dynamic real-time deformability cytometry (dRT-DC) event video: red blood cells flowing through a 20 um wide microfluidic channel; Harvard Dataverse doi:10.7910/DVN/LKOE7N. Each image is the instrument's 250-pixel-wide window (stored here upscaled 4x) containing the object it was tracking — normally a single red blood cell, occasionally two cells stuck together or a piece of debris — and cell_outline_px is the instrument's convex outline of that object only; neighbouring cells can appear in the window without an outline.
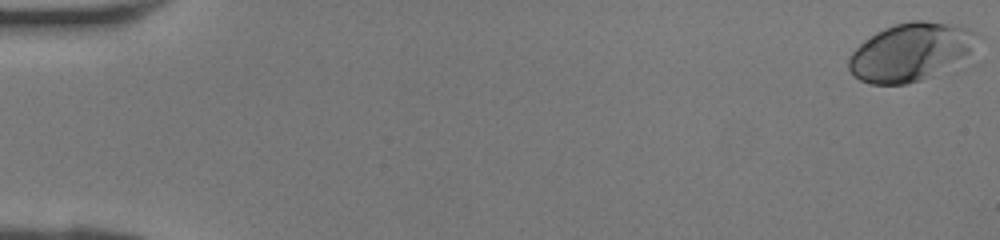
{"species": "human", "species_latin": "Homo sapiens", "temperature_condition": "room temperature", "stored_images_in_passage": 8, "camera_frame_rate_fps": 3000, "um_per_image_px": 0.085, "donor": {"sex": "female"}, "frame": {"image": 1, "passage_image": 1, "time_ms": 0.0, "image_size_px": [1000, 240], "cell_outline_px": [[984, 36], [968, 56], [952, 72], [908, 84], [872, 84], [860, 80], [848, 68], [848, 56], [864, 40], [876, 32], [884, 28], [896, 24], [912, 20], [924, 20], [964, 24], [980, 32]], "centroid_in_image_um": [77.58, 4.41], "position_along_channel_um": 7.4, "area_um2": 45.37}}